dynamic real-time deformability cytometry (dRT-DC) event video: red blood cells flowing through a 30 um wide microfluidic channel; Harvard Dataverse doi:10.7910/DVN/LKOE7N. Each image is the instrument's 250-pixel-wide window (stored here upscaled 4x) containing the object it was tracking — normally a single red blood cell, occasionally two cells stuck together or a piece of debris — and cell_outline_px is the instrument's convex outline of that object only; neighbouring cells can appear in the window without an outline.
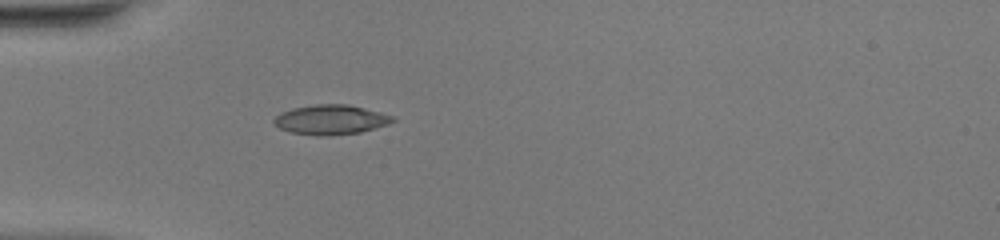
{"species": "common noctule bat (a hibernating species)", "species_latin": "Nyctalus noctula", "temperature_condition": "warm", "stored_images_in_passage": 35, "camera_frame_rate_fps": 3000, "um_per_image_px": 0.085, "animal": {"sex": "female", "body_mass_g": 20.0, "forearm_length_mm": 54.0}, "frame": {"image": 1, "passage_image": 1, "time_ms": 0.0, "image_size_px": [1000, 240], "cell_outline_px": [[396, 120], [388, 124], [360, 132], [328, 136], [316, 136], [288, 132], [272, 124], [272, 120], [280, 112], [292, 108], [316, 104], [348, 104], [396, 116]], "centroid_in_image_um": [28.08, 10.18], "position_along_channel_um": 56.9, "area_um2": 20.81}}
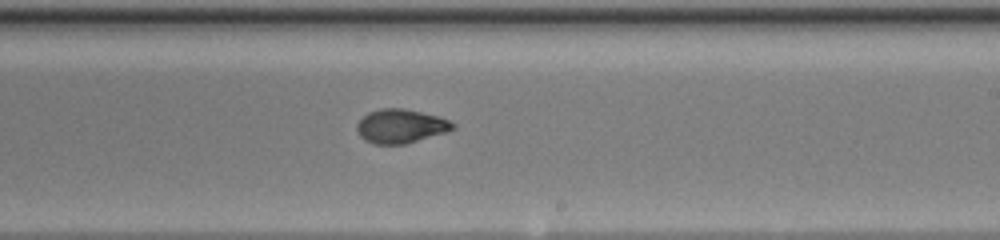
{"frame": {"image": 2, "passage_image": 16, "time_ms": 5.0, "image_size_px": [1000, 240], "cell_outline_px": [[456, 128], [444, 132], [404, 144], [372, 144], [364, 140], [360, 136], [356, 128], [356, 124], [368, 112], [380, 108], [404, 108], [440, 116], [456, 124]], "centroid_in_image_um": [34.04, 10.71], "position_along_channel_um": 255.0, "area_um2": 18.96}}
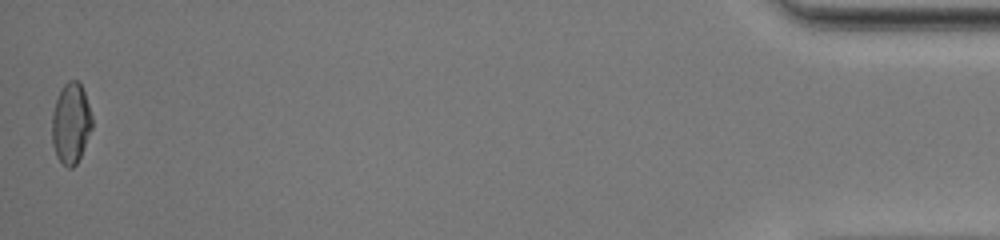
{"frame": {"image": 3, "passage_image": 35, "time_ms": 11.333, "image_size_px": [1000, 240], "cell_outline_px": [[92, 128], [80, 156], [76, 164], [72, 168], [68, 168], [56, 156], [52, 144], [52, 112], [60, 88], [68, 80], [76, 80], [80, 84], [84, 92], [92, 116]], "centroid_in_image_um": [6.01, 10.47], "position_along_channel_um": 429.2, "area_um2": 18.79}, "authors_computed_cell_mechanics": {"area_um2": 18.785, "velocity_mm_per_s": 4.14, "shape_relaxation_time_tau1_ms": 7.0954, "shape_relaxation_time_tau2_ms": null, "deformation_change_tau1": 0.2558, "deformation_change_tau2": null}}